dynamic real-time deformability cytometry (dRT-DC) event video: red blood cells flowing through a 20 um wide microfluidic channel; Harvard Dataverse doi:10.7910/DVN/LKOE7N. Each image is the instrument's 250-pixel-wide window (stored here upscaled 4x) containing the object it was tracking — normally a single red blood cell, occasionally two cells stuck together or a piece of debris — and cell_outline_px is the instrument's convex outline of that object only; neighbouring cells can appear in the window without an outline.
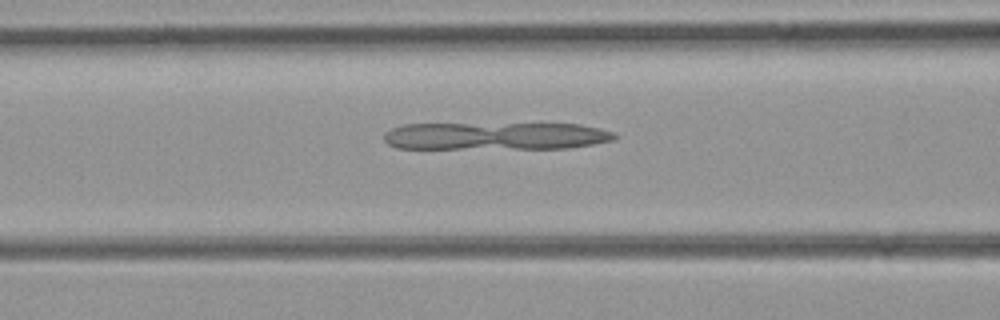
{"species": "common noctule bat (a hibernating species)", "species_latin": "Nyctalus noctula", "temperature_condition": "room temperature", "stored_images_in_passage": 49, "camera_frame_rate_fps": 3000, "um_per_image_px": 0.085, "animal": {"sex": "female", "body_mass_g": 21.9}, "frame": {"image": 1, "passage_image": 20, "time_ms": 6.333, "image_size_px": [1000, 320], "cell_outline_px": [[616, 136], [612, 140], [592, 144], [568, 148], [396, 148], [388, 144], [384, 140], [384, 132], [392, 128], [404, 124], [580, 124], [600, 128], [616, 132]], "centroid_in_image_um": [42.12, 11.56], "position_along_channel_um": 124.5, "area_um2": 36.93}}